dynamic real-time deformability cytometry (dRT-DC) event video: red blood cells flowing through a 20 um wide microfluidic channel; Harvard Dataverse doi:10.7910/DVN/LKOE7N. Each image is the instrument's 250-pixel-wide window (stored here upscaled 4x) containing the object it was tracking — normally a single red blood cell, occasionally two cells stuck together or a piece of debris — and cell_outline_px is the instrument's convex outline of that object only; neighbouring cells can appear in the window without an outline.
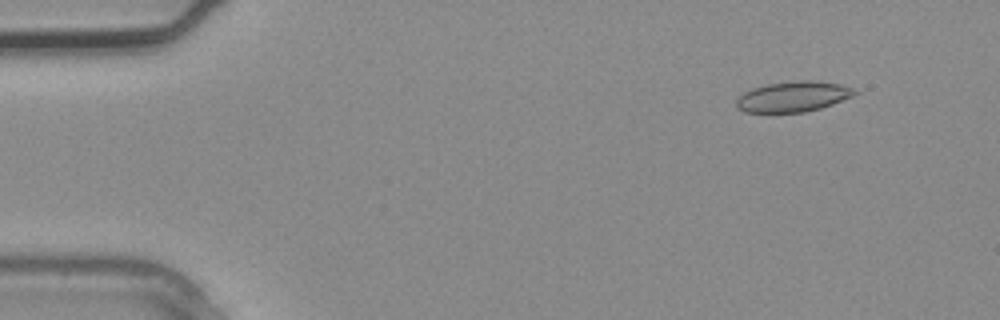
{"species": "common noctule bat (a hibernating species)", "species_latin": "Nyctalus noctula", "temperature_condition": "warm", "stored_images_in_passage": 3, "camera_frame_rate_fps": 3000, "um_per_image_px": 0.085, "animal": {"sex": "male", "body_mass_g": 20.4}, "frame": {"image": 1, "passage_image": 1, "time_ms": 0.0, "image_size_px": [1000, 320], "cell_outline_px": [[860, 92], [852, 96], [832, 104], [820, 108], [804, 112], [744, 112], [736, 108], [736, 100], [744, 92], [752, 88], [764, 84], [800, 80], [816, 80], [840, 84], [852, 88]], "centroid_in_image_um": [67.4, 8.2], "position_along_channel_um": 17.6, "area_um2": 21.04}}